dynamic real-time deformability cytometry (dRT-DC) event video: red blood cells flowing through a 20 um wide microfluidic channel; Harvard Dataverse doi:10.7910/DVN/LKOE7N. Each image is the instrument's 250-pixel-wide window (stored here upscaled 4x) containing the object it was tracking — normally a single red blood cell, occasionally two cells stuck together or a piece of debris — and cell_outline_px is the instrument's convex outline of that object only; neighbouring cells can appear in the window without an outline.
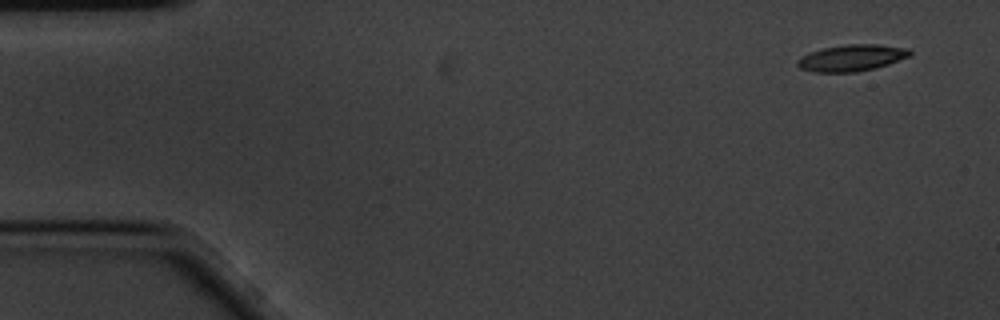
{"species": "common noctule bat (a hibernating species)", "species_latin": "Nyctalus noctula", "temperature_condition": "cold", "stored_images_in_passage": 5, "camera_frame_rate_fps": 3000, "um_per_image_px": 0.085, "animal": {"sex": "male", "body_mass_g": 20.1, "forearm_length_mm": 53.5}, "frame": {"image": 1, "passage_image": 1, "time_ms": 0.0, "image_size_px": [1000, 320], "cell_outline_px": [[912, 56], [876, 68], [856, 72], [812, 72], [800, 68], [796, 64], [796, 60], [800, 56], [820, 48], [848, 44], [876, 44], [908, 48], [912, 52]], "centroid_in_image_um": [72.38, 4.92], "position_along_channel_um": 12.6, "area_um2": 17.63}}
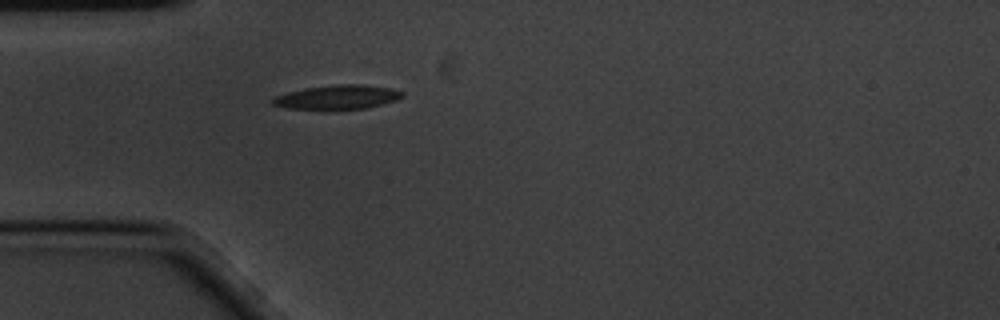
{"frame": {"image": 2, "passage_image": 5, "time_ms": 1.333, "image_size_px": [1000, 320], "cell_outline_px": [[404, 96], [396, 100], [368, 108], [284, 108], [272, 104], [268, 100], [276, 96], [288, 92], [304, 88], [340, 84], [364, 84], [388, 88], [404, 92]], "centroid_in_image_um": [28.67, 8.24], "position_along_channel_um": 56.3, "area_um2": 17.92}}